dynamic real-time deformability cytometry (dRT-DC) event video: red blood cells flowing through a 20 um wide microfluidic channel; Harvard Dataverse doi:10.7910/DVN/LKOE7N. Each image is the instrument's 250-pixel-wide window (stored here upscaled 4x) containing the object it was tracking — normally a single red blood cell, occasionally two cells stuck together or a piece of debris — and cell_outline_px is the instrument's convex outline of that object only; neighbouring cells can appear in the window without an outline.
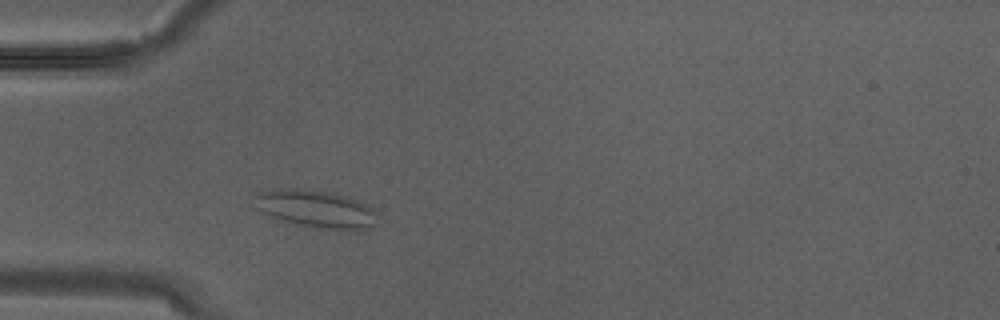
{"species": "Egyptian fruit bat (a non-hibernating species)", "species_latin": "Rousettus aegyptiacus", "temperature_condition": "warm", "stored_images_in_passage": 1, "camera_frame_rate_fps": 3000, "um_per_image_px": 0.085, "animal": {"sex": "male"}, "frame": {"image": 1, "passage_image": 1, "time_ms": 0.0, "image_size_px": [1000, 320], "cell_outline_px": [[376, 224], [364, 232], [340, 232], [312, 228], [284, 220], [272, 216], [256, 208], [248, 196], [256, 192], [292, 188], [304, 188], [332, 192], [348, 196], [368, 204], [376, 212]], "centroid_in_image_um": [26.91, 17.79], "position_along_channel_um": 58.1, "area_um2": 28.21}}